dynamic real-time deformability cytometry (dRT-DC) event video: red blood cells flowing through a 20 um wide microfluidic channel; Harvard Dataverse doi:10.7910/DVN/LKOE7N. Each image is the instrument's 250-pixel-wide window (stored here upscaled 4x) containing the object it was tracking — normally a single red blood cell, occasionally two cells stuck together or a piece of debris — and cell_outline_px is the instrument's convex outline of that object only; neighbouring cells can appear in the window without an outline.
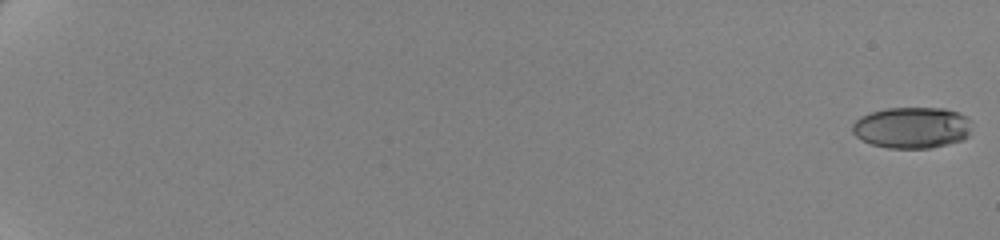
{"species": "human", "species_latin": "Homo sapiens", "temperature_condition": "cold", "stored_images_in_passage": 62, "camera_frame_rate_fps": 3000, "um_per_image_px": 0.085, "donor": {"sex": "female"}, "frame": {"image": 1, "passage_image": 1, "time_ms": 0.0, "image_size_px": [1000, 240], "cell_outline_px": [[968, 136], [964, 140], [932, 148], [888, 148], [872, 144], [856, 136], [852, 132], [852, 124], [860, 116], [884, 108], [944, 108], [956, 112], [964, 116], [968, 120]], "centroid_in_image_um": [77.48, 10.85], "position_along_channel_um": 7.5, "area_um2": 28.55}}
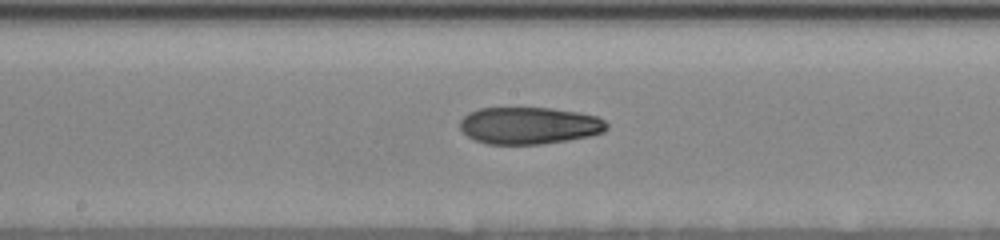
{"frame": {"image": 2, "passage_image": 38, "time_ms": 12.333, "image_size_px": [1000, 240], "cell_outline_px": [[608, 128], [604, 132], [588, 136], [568, 140], [540, 144], [488, 144], [476, 140], [468, 136], [460, 128], [460, 120], [468, 112], [480, 108], [552, 108], [580, 112], [596, 116], [604, 120], [608, 124]], "centroid_in_image_um": [44.99, 10.66], "position_along_channel_um": 203.2, "area_um2": 31.73}}
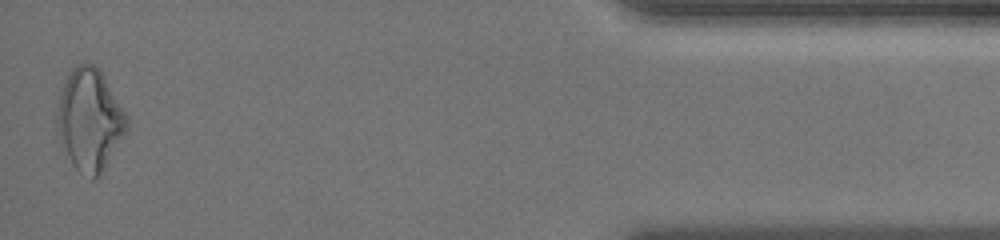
{"frame": {"image": 3, "passage_image": 62, "time_ms": 20.333, "image_size_px": [1000, 240], "cell_outline_px": [[128, 128], [100, 176], [92, 180], [76, 168], [72, 164], [60, 140], [56, 124], [56, 112], [60, 96], [64, 84], [72, 68], [76, 64], [92, 64], [100, 68], [128, 116]], "centroid_in_image_um": [7.64, 10.18], "position_along_channel_um": 427.6, "area_um2": 41.21}, "authors_computed_cell_mechanics": {"area_um2": 31.4143, "velocity_mm_per_s": 3.5014, "shape_relaxation_time_tau1_ms": null, "shape_relaxation_time_tau2_ms": 5.4674, "deformation_change_tau1": null, "deformation_change_tau2": 0.1366}}